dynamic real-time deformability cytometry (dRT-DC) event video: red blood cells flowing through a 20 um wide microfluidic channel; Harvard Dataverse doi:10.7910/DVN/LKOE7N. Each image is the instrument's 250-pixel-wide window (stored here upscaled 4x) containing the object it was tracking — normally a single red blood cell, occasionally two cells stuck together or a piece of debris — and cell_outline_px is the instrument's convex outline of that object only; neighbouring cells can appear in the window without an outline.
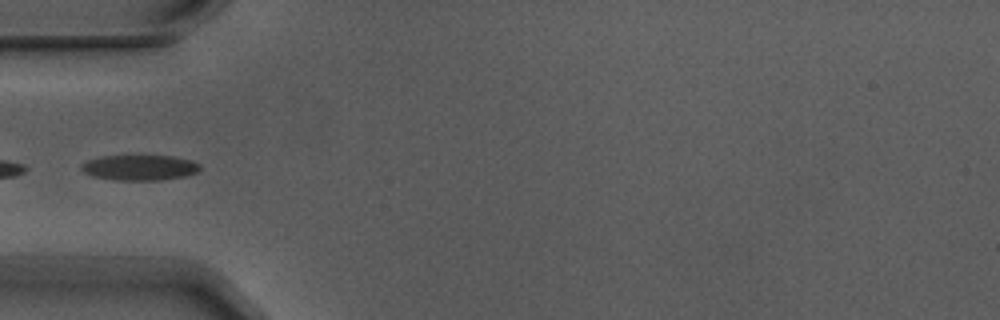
{"species": "Egyptian fruit bat (a non-hibernating species)", "species_latin": "Rousettus aegyptiacus", "temperature_condition": "warm", "stored_images_in_passage": 4, "camera_frame_rate_fps": 3000, "um_per_image_px": 0.085, "animal": {"sex": "male"}, "frame": {"image": 1, "passage_image": 4, "time_ms": 1.0, "image_size_px": [1000, 320], "cell_outline_px": [[200, 172], [188, 176], [160, 180], [112, 180], [92, 176], [84, 172], [80, 168], [80, 164], [88, 160], [100, 156], [172, 156], [192, 160], [200, 164]], "centroid_in_image_um": [11.89, 14.25], "position_along_channel_um": 73.1, "area_um2": 17.8}}